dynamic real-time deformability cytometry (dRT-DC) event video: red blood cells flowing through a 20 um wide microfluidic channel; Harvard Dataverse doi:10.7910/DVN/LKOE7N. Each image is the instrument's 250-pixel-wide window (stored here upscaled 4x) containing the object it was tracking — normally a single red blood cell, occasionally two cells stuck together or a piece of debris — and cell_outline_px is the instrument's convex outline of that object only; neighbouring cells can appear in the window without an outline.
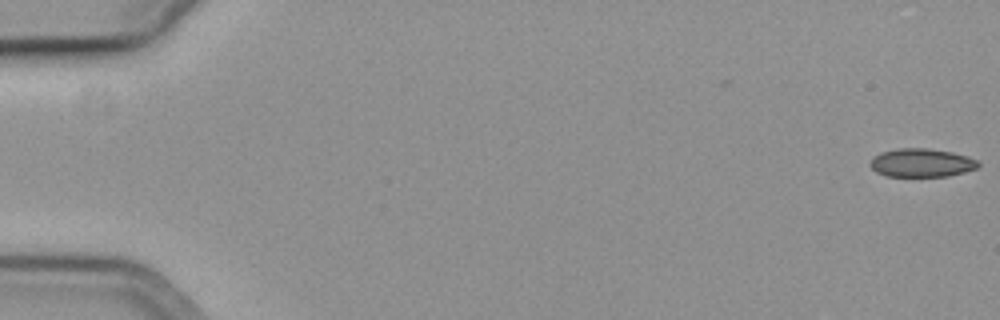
{"species": "common noctule bat (a hibernating species)", "species_latin": "Nyctalus noctula", "temperature_condition": "cold", "stored_images_in_passage": 18, "camera_frame_rate_fps": 3000, "um_per_image_px": 0.085, "animal": {"sex": "female", "body_mass_g": 19.3, "forearm_length_mm": 54.1}, "frame": {"image": 1, "passage_image": 1, "time_ms": 0.0, "image_size_px": [1000, 320], "cell_outline_px": [[980, 164], [976, 168], [964, 172], [948, 176], [888, 176], [876, 172], [868, 164], [872, 156], [880, 152], [896, 148], [928, 148], [952, 152], [968, 156], [976, 160]], "centroid_in_image_um": [78.29, 13.82], "position_along_channel_um": 6.7, "area_um2": 18.03}}
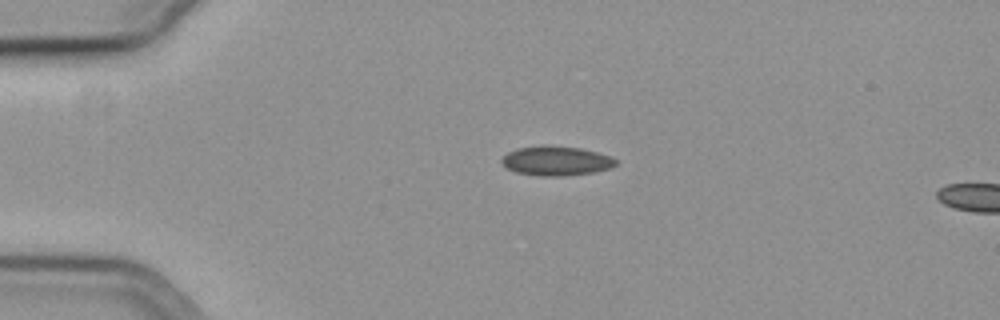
{"frame": {"image": 2, "passage_image": 14, "time_ms": 4.333, "image_size_px": [1000, 320], "cell_outline_px": [[620, 160], [612, 168], [596, 172], [560, 176], [540, 176], [516, 172], [508, 168], [500, 160], [508, 152], [516, 148], [544, 144], [580, 148], [612, 156]], "centroid_in_image_um": [47.32, 13.66], "position_along_channel_um": 37.7, "area_um2": 19.83}}